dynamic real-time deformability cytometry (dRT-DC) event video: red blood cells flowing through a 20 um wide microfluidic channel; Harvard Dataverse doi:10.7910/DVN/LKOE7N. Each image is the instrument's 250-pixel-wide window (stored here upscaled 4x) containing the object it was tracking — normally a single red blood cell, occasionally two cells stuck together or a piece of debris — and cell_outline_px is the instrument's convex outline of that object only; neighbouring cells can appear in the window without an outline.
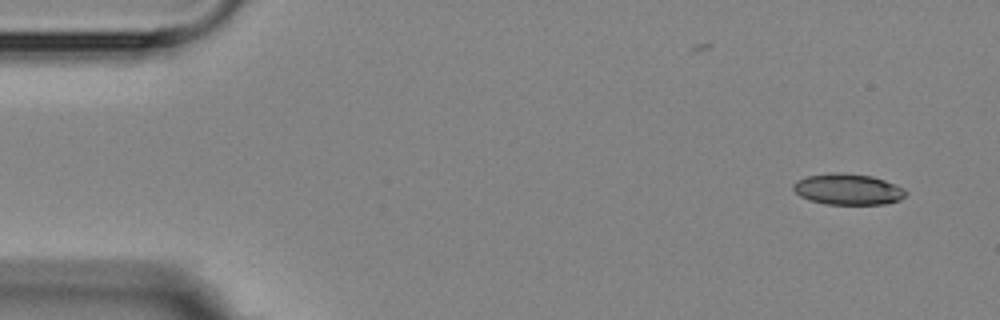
{"species": "Egyptian fruit bat (a non-hibernating species)", "species_latin": "Rousettus aegyptiacus", "temperature_condition": "room temperature", "stored_images_in_passage": 4, "camera_frame_rate_fps": 3000, "um_per_image_px": 0.085, "animal": {"sex": "female"}, "frame": {"image": 1, "passage_image": 1, "time_ms": 0.0, "image_size_px": [1000, 320], "cell_outline_px": [[908, 192], [900, 200], [884, 204], [824, 204], [808, 200], [800, 196], [792, 188], [792, 184], [796, 180], [808, 176], [832, 172], [844, 172], [872, 176], [884, 180], [904, 188]], "centroid_in_image_um": [72.05, 16.08], "position_along_channel_um": 12.9, "area_um2": 20.52}}
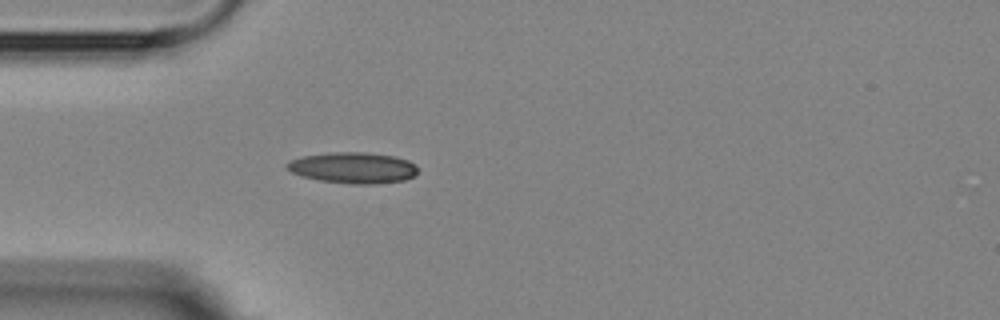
{"frame": {"image": 2, "passage_image": 4, "time_ms": 4.0, "image_size_px": [1000, 320], "cell_outline_px": [[416, 176], [404, 180], [376, 184], [352, 184], [320, 180], [300, 176], [284, 168], [284, 164], [288, 160], [304, 156], [336, 152], [364, 152], [392, 156], [408, 160], [416, 164]], "centroid_in_image_um": [29.98, 14.27], "position_along_channel_um": 55.0, "area_um2": 23.76}}